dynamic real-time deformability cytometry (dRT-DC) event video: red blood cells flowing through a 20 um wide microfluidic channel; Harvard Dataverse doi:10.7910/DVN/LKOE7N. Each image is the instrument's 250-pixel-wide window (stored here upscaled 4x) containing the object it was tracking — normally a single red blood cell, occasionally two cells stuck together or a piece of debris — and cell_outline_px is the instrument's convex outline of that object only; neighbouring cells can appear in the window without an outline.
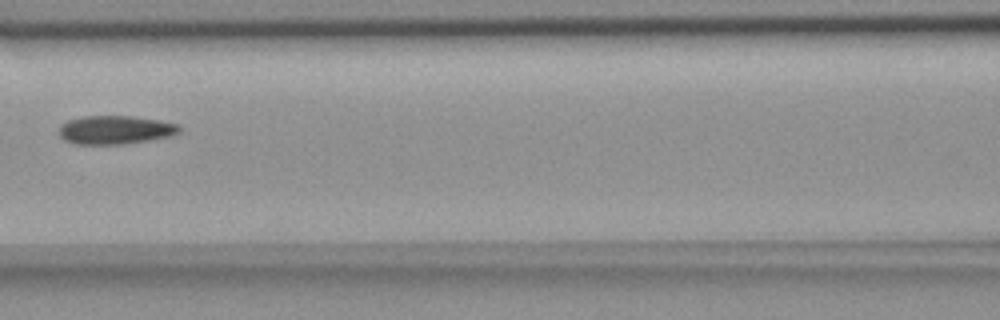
{"species": "common noctule bat (a hibernating species)", "species_latin": "Nyctalus noctula", "temperature_condition": "room temperature", "stored_images_in_passage": 9, "camera_frame_rate_fps": 3000, "um_per_image_px": 0.085, "animal": {"sex": "female", "body_mass_g": 18.4}, "frame": {"image": 1, "passage_image": 7, "time_ms": 7.0, "image_size_px": [1000, 320], "cell_outline_px": [[180, 132], [172, 136], [124, 144], [76, 144], [64, 140], [60, 136], [60, 128], [68, 120], [84, 116], [132, 116], [160, 120], [180, 124]], "centroid_in_image_um": [9.85, 11.04], "position_along_channel_um": 156.8, "area_um2": 20.0}}
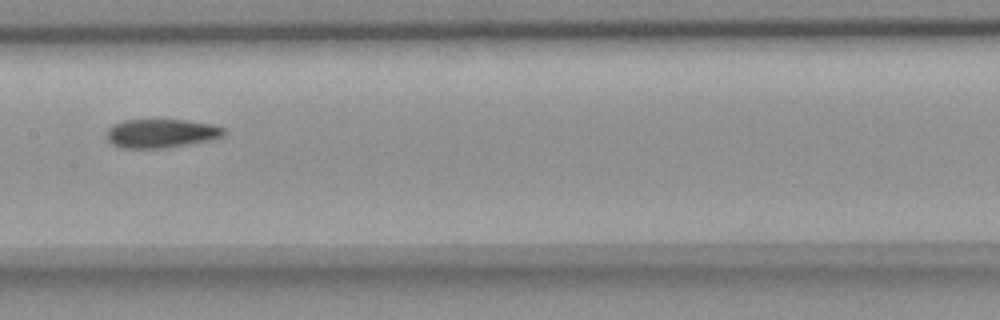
{"frame": {"image": 2, "passage_image": 8, "time_ms": 8.0, "image_size_px": [1000, 320], "cell_outline_px": [[224, 136], [212, 140], [160, 148], [124, 148], [112, 144], [108, 140], [108, 128], [112, 124], [124, 120], [184, 120], [212, 124], [224, 128]], "centroid_in_image_um": [13.7, 11.33], "position_along_channel_um": 193.7, "area_um2": 19.48}}
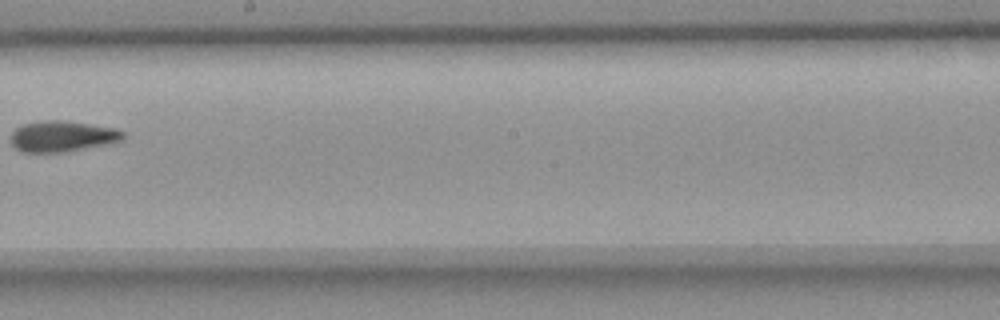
{"frame": {"image": 3, "passage_image": 9, "time_ms": 9.333, "image_size_px": [1000, 320], "cell_outline_px": [[124, 140], [112, 144], [64, 152], [20, 152], [12, 144], [12, 132], [16, 128], [24, 124], [44, 120], [64, 120], [116, 128], [124, 132]], "centroid_in_image_um": [5.35, 11.59], "position_along_channel_um": 242.9, "area_um2": 20.4}}